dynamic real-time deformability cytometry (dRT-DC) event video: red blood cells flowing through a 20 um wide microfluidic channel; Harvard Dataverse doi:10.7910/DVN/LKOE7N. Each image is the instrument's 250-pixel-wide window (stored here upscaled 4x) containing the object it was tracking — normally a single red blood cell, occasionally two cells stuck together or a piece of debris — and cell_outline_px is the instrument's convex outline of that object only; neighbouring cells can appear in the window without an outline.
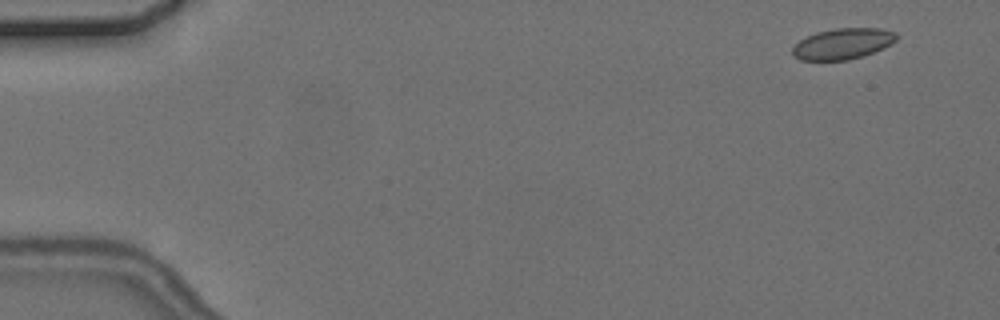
{"species": "common noctule bat (a hibernating species)", "species_latin": "Nyctalus noctula", "temperature_condition": "cold", "stored_images_in_passage": 6, "camera_frame_rate_fps": 3000, "um_per_image_px": 0.085, "animal": {"sex": "female", "body_mass_g": 24.6, "forearm_length_mm": 56.2}, "frame": {"image": 1, "passage_image": 2, "time_ms": 1.0, "image_size_px": [1000, 320], "cell_outline_px": [[896, 40], [892, 44], [884, 48], [848, 60], [800, 60], [792, 56], [792, 48], [800, 40], [816, 32], [836, 28], [880, 28], [896, 32]], "centroid_in_image_um": [71.63, 3.71], "position_along_channel_um": 13.4, "area_um2": 18.67}}